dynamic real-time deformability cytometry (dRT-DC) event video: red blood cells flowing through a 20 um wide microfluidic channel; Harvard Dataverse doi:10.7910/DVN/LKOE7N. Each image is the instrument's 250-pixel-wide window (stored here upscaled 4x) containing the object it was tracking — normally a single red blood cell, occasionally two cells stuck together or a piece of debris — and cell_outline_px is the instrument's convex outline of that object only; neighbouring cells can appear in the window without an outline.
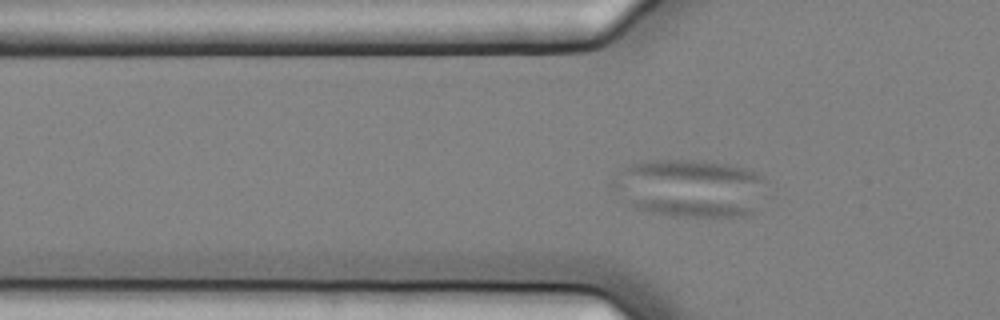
{"species": "common noctule bat (a hibernating species)", "species_latin": "Nyctalus noctula", "temperature_condition": "cold", "stored_images_in_passage": 4, "camera_frame_rate_fps": 3000, "um_per_image_px": 0.085, "animal": {"sex": "female", "body_mass_g": 25.1}, "frame": {"image": 1, "passage_image": 4, "time_ms": 1.0, "image_size_px": [1000, 320], "cell_outline_px": [[772, 196], [752, 216], [672, 216], [648, 212], [632, 208], [624, 204], [612, 188], [612, 184], [624, 168], [628, 164], [652, 160], [704, 160], [728, 164], [748, 168], [764, 176], [768, 180]], "centroid_in_image_um": [58.82, 16.01], "position_along_channel_um": 67.0, "area_um2": 54.1}}